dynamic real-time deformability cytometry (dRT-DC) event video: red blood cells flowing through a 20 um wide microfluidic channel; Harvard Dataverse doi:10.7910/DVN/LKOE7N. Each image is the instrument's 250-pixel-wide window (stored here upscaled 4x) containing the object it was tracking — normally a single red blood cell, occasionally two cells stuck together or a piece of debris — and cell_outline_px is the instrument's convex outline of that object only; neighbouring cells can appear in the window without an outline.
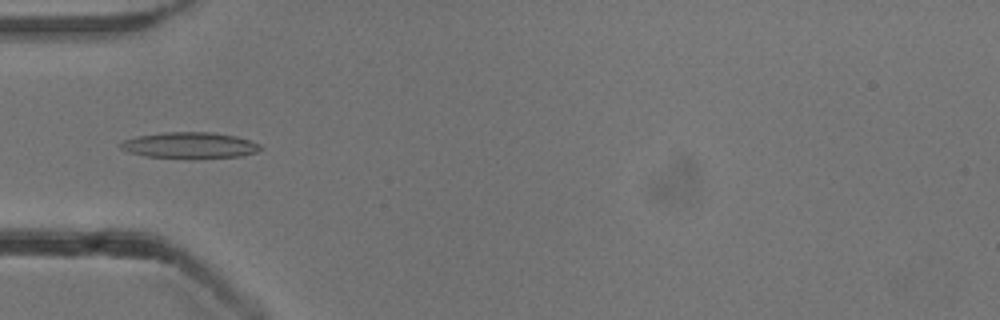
{"species": "common noctule bat (a hibernating species)", "species_latin": "Nyctalus noctula", "temperature_condition": "cold", "stored_images_in_passage": 40, "camera_frame_rate_fps": 3000, "um_per_image_px": 0.085, "animal": {"sex": "male", "body_mass_g": 13.3}, "frame": {"image": 1, "passage_image": 4, "time_ms": 1.0, "image_size_px": [1000, 320], "cell_outline_px": [[264, 148], [256, 152], [240, 156], [192, 160], [144, 156], [128, 152], [120, 148], [120, 144], [124, 140], [136, 136], [164, 132], [212, 132], [236, 136], [260, 144]], "centroid_in_image_um": [16.13, 12.37], "position_along_channel_um": 68.9, "area_um2": 21.85}}
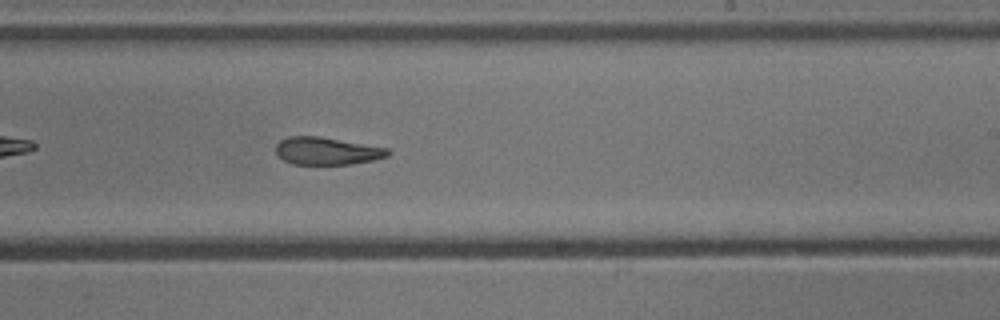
{"frame": {"image": 2, "passage_image": 19, "time_ms": 6.0, "image_size_px": [1000, 320], "cell_outline_px": [[392, 152], [388, 156], [372, 160], [352, 164], [292, 164], [284, 160], [276, 152], [276, 144], [280, 140], [288, 136], [320, 136], [388, 148]], "centroid_in_image_um": [27.79, 12.83], "position_along_channel_um": 261.2, "area_um2": 17.98}}
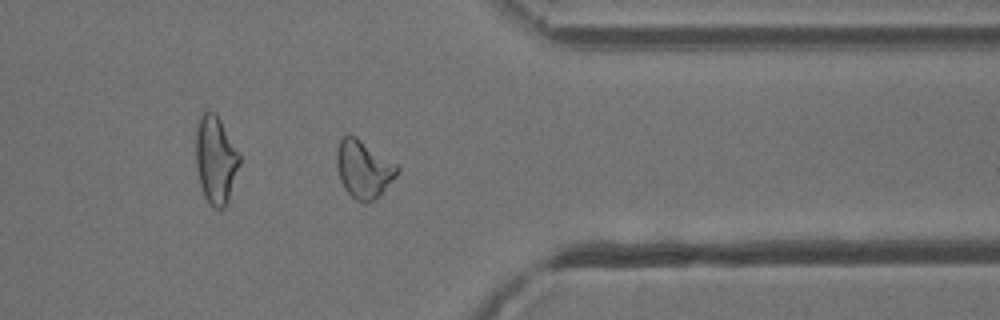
{"frame": {"image": 3, "passage_image": 29, "time_ms": 9.333, "image_size_px": [1000, 320], "cell_outline_px": [[400, 168], [396, 176], [380, 196], [368, 204], [360, 204], [344, 188], [340, 180], [336, 168], [336, 152], [340, 140], [348, 132], [356, 136], [400, 164]], "centroid_in_image_um": [30.93, 14.37], "position_along_channel_um": 380.5, "area_um2": 21.1}, "authors_computed_cell_mechanics": {"area_um2": 19.7676, "velocity_mm_per_s": 3.8318, "shape_relaxation_time_tau1_ms": null, "shape_relaxation_time_tau2_ms": 3.1656, "deformation_change_tau1": null, "deformation_change_tau2": 0.1098}}